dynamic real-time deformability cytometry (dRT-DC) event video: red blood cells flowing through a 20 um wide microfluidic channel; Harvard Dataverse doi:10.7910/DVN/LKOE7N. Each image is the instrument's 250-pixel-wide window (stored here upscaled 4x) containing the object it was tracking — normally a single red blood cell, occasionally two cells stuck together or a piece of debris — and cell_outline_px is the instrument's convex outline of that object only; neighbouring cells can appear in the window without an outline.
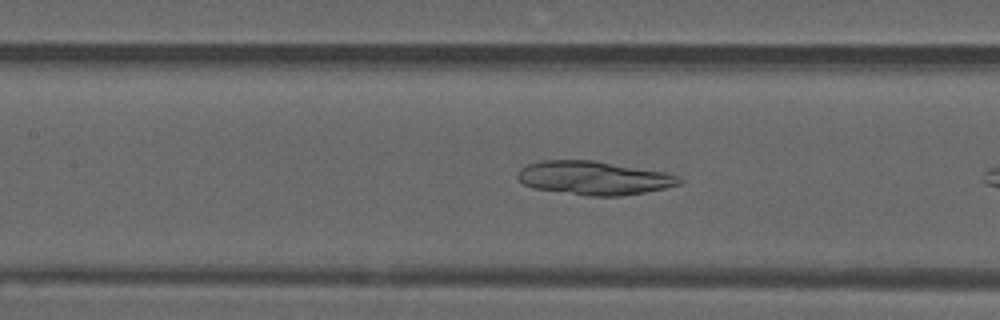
{"species": "common noctule bat (a hibernating species)", "species_latin": "Nyctalus noctula", "temperature_condition": "warm", "stored_images_in_passage": 30, "camera_frame_rate_fps": 3000, "um_per_image_px": 0.085, "animal": {"sex": "male", "forearm_length_mm": 52.5}, "frame": {"image": 1, "passage_image": 8, "time_ms": 2.333, "image_size_px": [1000, 320], "cell_outline_px": [[684, 180], [680, 184], [664, 188], [644, 192], [620, 196], [588, 196], [532, 188], [524, 184], [516, 176], [516, 172], [520, 168], [528, 164], [540, 160], [592, 160], [668, 172], [680, 176]], "centroid_in_image_um": [50.49, 15.12], "position_along_channel_um": 156.9, "area_um2": 31.96}}
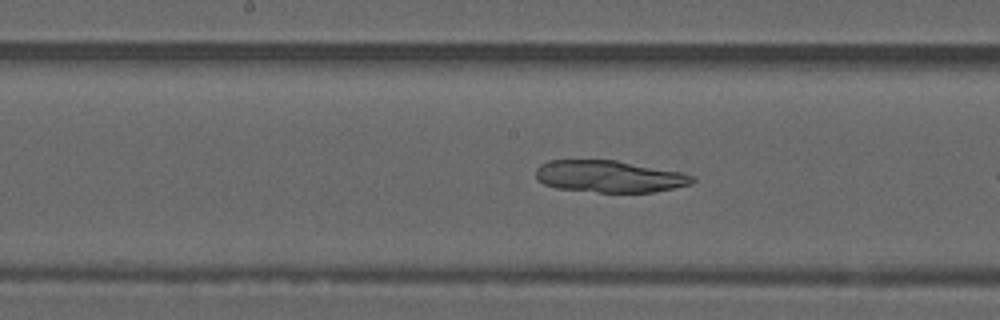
{"frame": {"image": 2, "passage_image": 11, "time_ms": 3.333, "image_size_px": [1000, 320], "cell_outline_px": [[696, 180], [692, 184], [652, 192], [600, 192], [556, 188], [544, 184], [536, 180], [536, 168], [540, 164], [548, 160], [616, 160], [684, 172], [696, 176]], "centroid_in_image_um": [51.81, 14.99], "position_along_channel_um": 196.4, "area_um2": 29.36}}
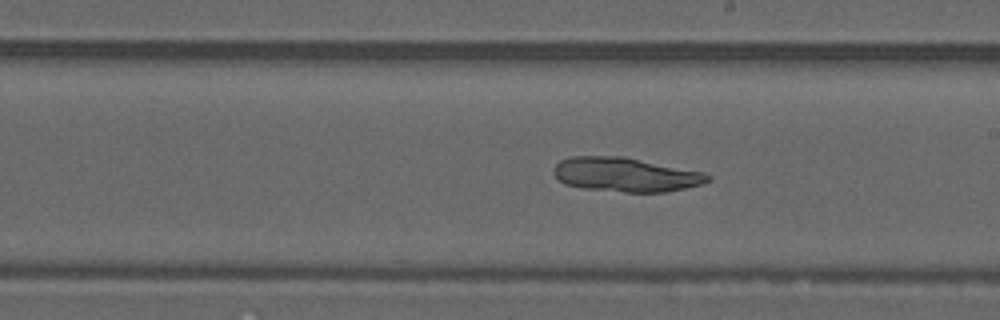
{"frame": {"image": 3, "passage_image": 14, "time_ms": 4.333, "image_size_px": [1000, 320], "cell_outline_px": [[712, 180], [700, 184], [668, 192], [624, 192], [584, 188], [564, 184], [552, 172], [556, 164], [560, 160], [572, 156], [624, 156], [704, 172], [712, 176]], "centroid_in_image_um": [53.19, 14.84], "position_along_channel_um": 235.8, "area_um2": 30.81}}